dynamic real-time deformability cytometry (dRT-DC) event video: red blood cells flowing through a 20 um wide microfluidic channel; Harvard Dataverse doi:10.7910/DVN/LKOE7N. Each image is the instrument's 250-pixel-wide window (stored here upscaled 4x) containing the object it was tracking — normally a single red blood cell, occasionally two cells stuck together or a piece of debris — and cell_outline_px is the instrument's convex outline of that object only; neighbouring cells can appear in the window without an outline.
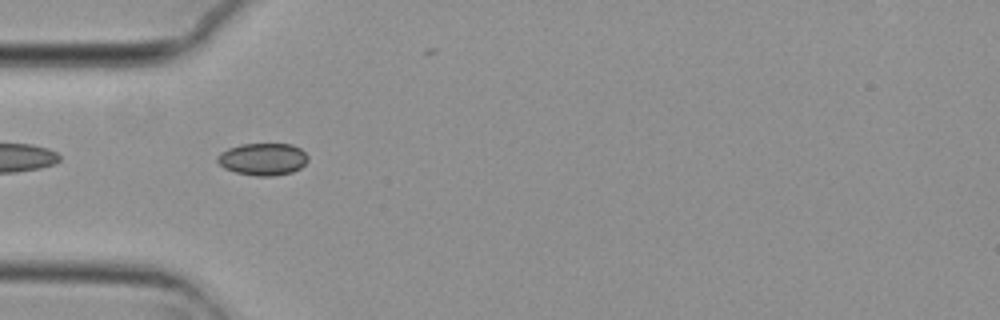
{"species": "common noctule bat (a hibernating species)", "species_latin": "Nyctalus noctula", "temperature_condition": "cold", "stored_images_in_passage": 2, "camera_frame_rate_fps": 3000, "um_per_image_px": 0.085, "animal": {"sex": "female", "body_mass_g": 29.2, "forearm_length_mm": 56.3}, "frame": {"image": 1, "passage_image": 1, "time_ms": 0.0, "image_size_px": [1000, 320], "cell_outline_px": [[308, 160], [300, 168], [292, 172], [272, 176], [256, 176], [236, 172], [224, 168], [216, 160], [216, 156], [220, 152], [228, 148], [240, 144], [292, 144], [300, 148], [308, 156]], "centroid_in_image_um": [22.33, 13.52], "position_along_channel_um": 62.7, "area_um2": 17.05}}
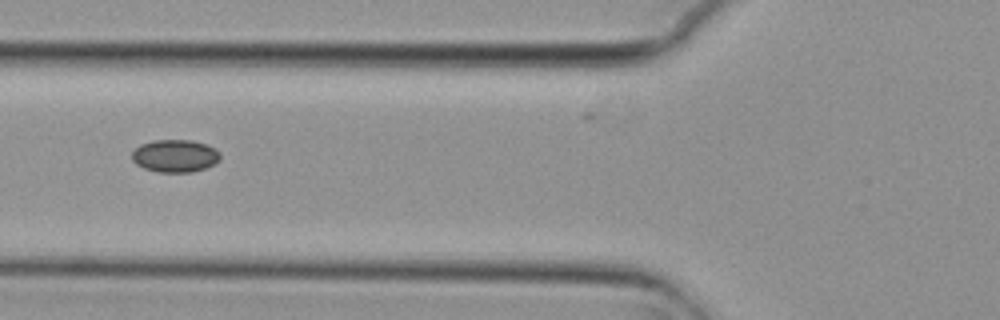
{"frame": {"image": 2, "passage_image": 2, "time_ms": 0.333, "image_size_px": [1000, 320], "cell_outline_px": [[220, 160], [204, 168], [192, 172], [160, 172], [144, 168], [136, 164], [132, 160], [132, 152], [140, 144], [152, 140], [192, 140], [208, 144], [216, 148], [220, 152]], "centroid_in_image_um": [14.89, 13.23], "position_along_channel_um": 110.9, "area_um2": 16.88}}